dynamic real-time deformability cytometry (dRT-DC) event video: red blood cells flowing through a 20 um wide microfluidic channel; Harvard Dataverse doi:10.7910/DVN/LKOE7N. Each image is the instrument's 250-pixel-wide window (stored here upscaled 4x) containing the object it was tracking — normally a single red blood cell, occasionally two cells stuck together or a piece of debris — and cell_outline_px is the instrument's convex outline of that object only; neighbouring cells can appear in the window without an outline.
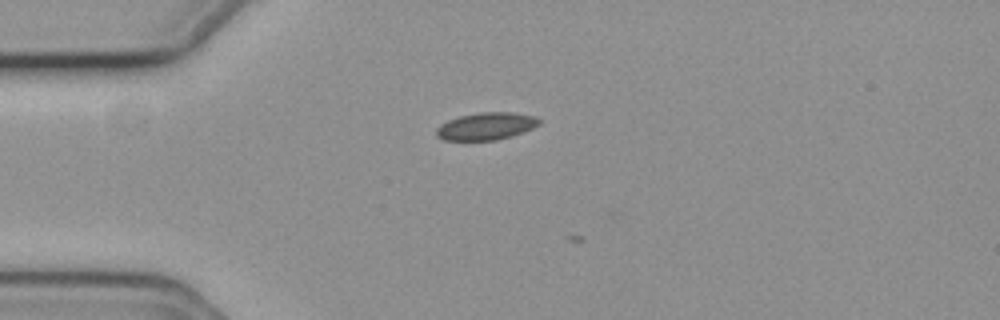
{"species": "common noctule bat (a hibernating species)", "species_latin": "Nyctalus noctula", "temperature_condition": "cold", "stored_images_in_passage": 2, "camera_frame_rate_fps": 3000, "um_per_image_px": 0.085, "animal": {"sex": "female", "body_mass_g": 19.3, "forearm_length_mm": 54.1}, "frame": {"image": 1, "passage_image": 1, "time_ms": 0.0, "image_size_px": [1000, 320], "cell_outline_px": [[540, 124], [524, 132], [512, 136], [496, 140], [444, 140], [436, 136], [436, 128], [440, 124], [448, 120], [460, 116], [480, 112], [516, 112], [536, 116], [540, 120]], "centroid_in_image_um": [41.34, 10.72], "position_along_channel_um": 43.7, "area_um2": 16.53}}